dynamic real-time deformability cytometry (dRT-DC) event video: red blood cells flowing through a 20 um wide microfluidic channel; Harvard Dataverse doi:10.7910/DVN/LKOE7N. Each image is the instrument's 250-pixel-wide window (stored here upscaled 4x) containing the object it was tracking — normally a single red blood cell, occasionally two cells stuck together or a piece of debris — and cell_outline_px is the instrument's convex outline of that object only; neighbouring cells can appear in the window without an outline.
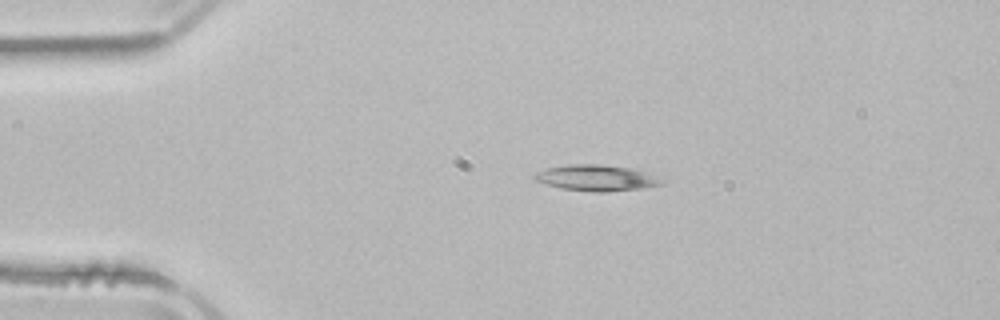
{"species": "common noctule bat (a hibernating species)", "species_latin": "Nyctalus noctula", "temperature_condition": "room temperature", "stored_images_in_passage": 3, "camera_frame_rate_fps": 3000, "um_per_image_px": 0.085, "animal": {"sex": "male", "body_mass_g": 21.5, "forearm_length_mm": 52.0}, "frame": {"image": 1, "passage_image": 2, "time_ms": 1.667, "image_size_px": [1000, 320], "cell_outline_px": [[664, 184], [644, 188], [608, 192], [592, 192], [560, 188], [536, 180], [532, 176], [536, 172], [548, 168], [568, 164], [600, 164], [628, 168], [644, 172], [664, 180]], "centroid_in_image_um": [50.7, 15.13], "position_along_channel_um": 34.3, "area_um2": 19.13}}